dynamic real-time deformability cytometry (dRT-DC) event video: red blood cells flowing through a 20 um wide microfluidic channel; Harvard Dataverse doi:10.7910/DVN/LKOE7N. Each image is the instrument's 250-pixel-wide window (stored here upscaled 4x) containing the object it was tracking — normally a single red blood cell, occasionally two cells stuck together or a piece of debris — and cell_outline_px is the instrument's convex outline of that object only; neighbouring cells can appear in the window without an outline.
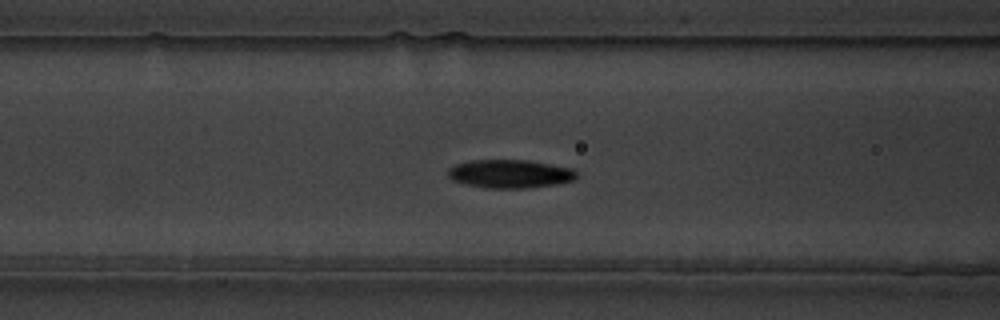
{"species": "common noctule bat (a hibernating species)", "species_latin": "Nyctalus noctula", "temperature_condition": "warm", "stored_images_in_passage": 58, "segment_of_instrument_passage": [1, 2], "camera_frame_rate_fps": 3000, "um_per_image_px": 0.085, "animal": {"sex": "male", "body_mass_g": 19.5, "forearm_length_mm": 54.6}, "frame": {"image": 1, "passage_image": 22, "time_ms": 7.0, "image_size_px": [1000, 320], "cell_outline_px": [[580, 176], [576, 180], [556, 184], [528, 188], [484, 188], [468, 184], [456, 180], [448, 176], [448, 168], [456, 164], [472, 160], [524, 160], [572, 168]], "centroid_in_image_um": [43.4, 14.78], "position_along_channel_um": 123.2, "area_um2": 21.15}}
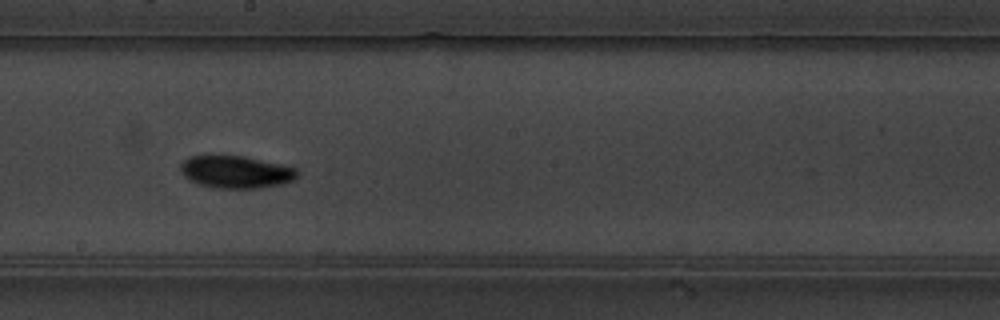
{"frame": {"image": 2, "passage_image": 31, "time_ms": 10.0, "image_size_px": [1000, 320], "cell_outline_px": [[300, 172], [296, 180], [284, 184], [260, 188], [216, 188], [200, 184], [188, 180], [180, 172], [180, 164], [184, 160], [192, 156], [244, 156], [284, 164], [296, 168]], "centroid_in_image_um": [20.12, 14.62], "position_along_channel_um": 228.1, "area_um2": 22.37}}
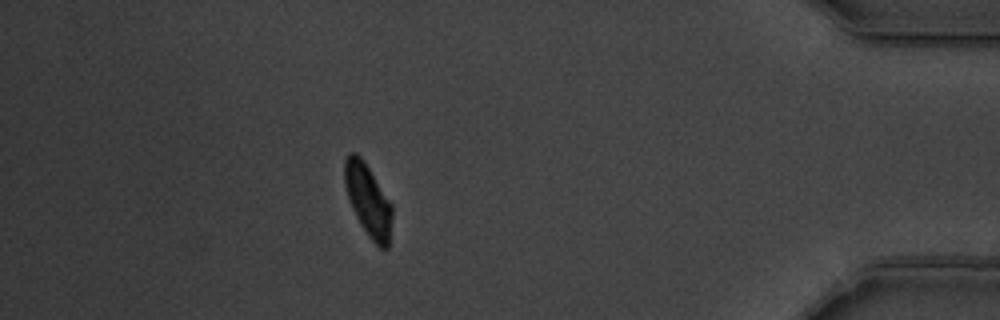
{"frame": {"image": 3, "passage_image": 50, "time_ms": 16.333, "image_size_px": [1000, 320], "cell_outline_px": [[392, 216], [388, 248], [380, 248], [368, 236], [360, 224], [352, 208], [344, 184], [344, 160], [348, 152], [356, 152], [364, 160], [392, 204]], "centroid_in_image_um": [31.27, 16.98], "position_along_channel_um": 403.9, "area_um2": 20.0}}